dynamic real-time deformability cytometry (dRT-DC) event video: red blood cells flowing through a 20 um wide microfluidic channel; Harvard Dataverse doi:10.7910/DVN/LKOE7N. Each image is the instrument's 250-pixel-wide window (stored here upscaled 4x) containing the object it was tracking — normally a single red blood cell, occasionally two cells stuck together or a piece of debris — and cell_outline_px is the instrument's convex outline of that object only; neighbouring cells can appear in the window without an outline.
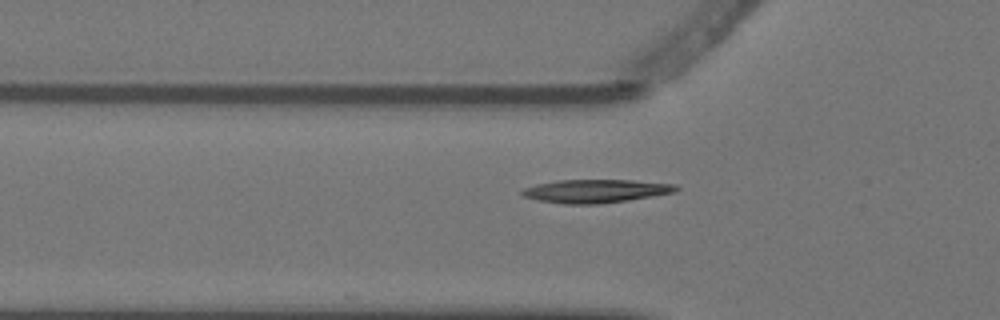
{"species": "Egyptian fruit bat (a non-hibernating species)", "species_latin": "Rousettus aegyptiacus", "temperature_condition": "warm", "stored_images_in_passage": 5, "camera_frame_rate_fps": 3000, "um_per_image_px": 0.085, "animal": {"sex": "female"}, "frame": {"image": 1, "passage_image": 5, "time_ms": 1.333, "image_size_px": [1000, 320], "cell_outline_px": [[680, 188], [676, 192], [628, 200], [600, 204], [564, 204], [536, 200], [524, 196], [520, 192], [524, 188], [536, 184], [560, 180], [632, 180], [676, 184]], "centroid_in_image_um": [50.65, 16.24], "position_along_channel_um": 75.2, "area_um2": 20.98}}